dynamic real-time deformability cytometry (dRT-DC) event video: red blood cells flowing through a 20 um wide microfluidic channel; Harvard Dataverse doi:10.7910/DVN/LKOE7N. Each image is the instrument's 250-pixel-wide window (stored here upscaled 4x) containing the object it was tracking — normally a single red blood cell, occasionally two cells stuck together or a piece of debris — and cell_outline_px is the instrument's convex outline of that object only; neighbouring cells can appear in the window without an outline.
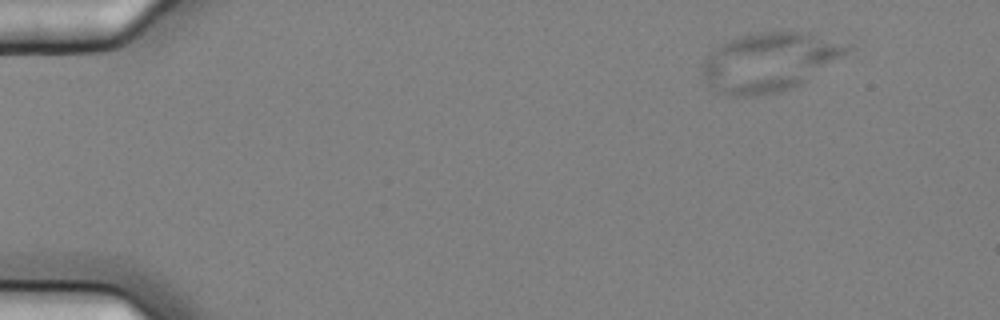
{"species": "common noctule bat (a hibernating species)", "species_latin": "Nyctalus noctula", "temperature_condition": "cold", "stored_images_in_passage": 14, "camera_frame_rate_fps": 3000, "um_per_image_px": 0.085, "animal": {"sex": "female", "body_mass_g": 25.1}, "frame": {"image": 1, "passage_image": 1, "time_ms": 0.0, "image_size_px": [1000, 320], "cell_outline_px": [[852, 48], [848, 52], [796, 84], [788, 88], [776, 92], [756, 96], [728, 96], [708, 84], [700, 68], [708, 52], [716, 44], [740, 36], [756, 32], [808, 32]], "centroid_in_image_um": [65.24, 5.25], "position_along_channel_um": 19.8, "area_um2": 48.32}}
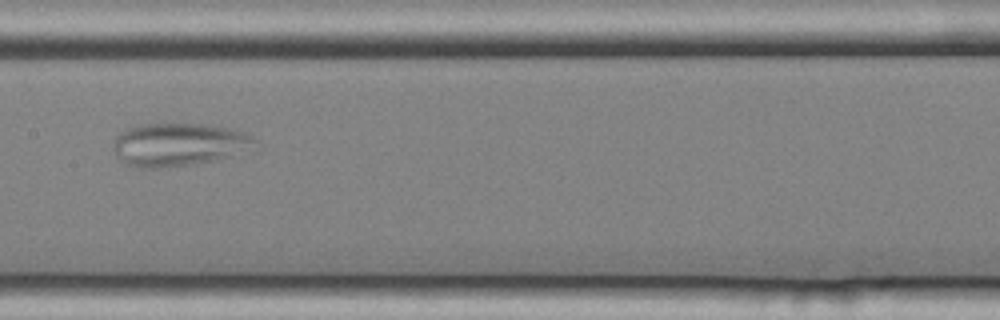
{"frame": {"image": 2, "passage_image": 7, "time_ms": 2.0, "image_size_px": [1000, 320], "cell_outline_px": [[260, 144], [232, 156], [216, 160], [188, 164], [156, 168], [140, 168], [128, 164], [112, 148], [112, 140], [124, 128], [140, 124], [164, 120], [216, 124], [236, 128], [248, 132]], "centroid_in_image_um": [15.24, 12.19], "position_along_channel_um": 192.2, "area_um2": 36.99}}
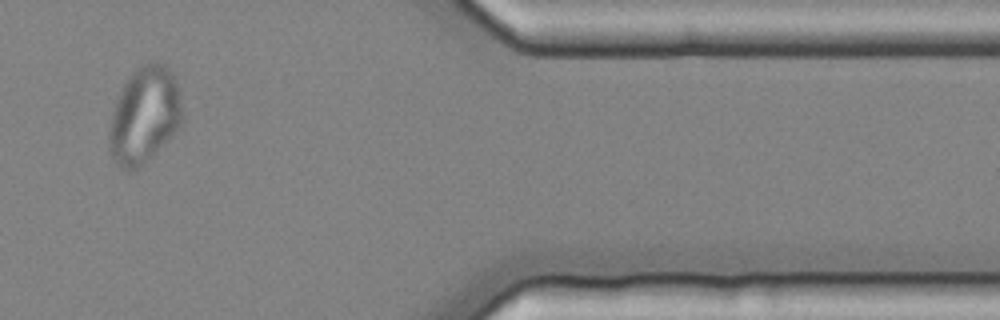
{"frame": {"image": 3, "passage_image": 12, "time_ms": 3.667, "image_size_px": [1000, 320], "cell_outline_px": [[184, 116], [180, 124], [152, 156], [132, 172], [128, 172], [120, 168], [112, 160], [108, 148], [108, 132], [112, 112], [116, 100], [124, 84], [132, 72], [140, 64], [152, 60], [164, 64], [172, 72], [176, 80], [180, 96]], "centroid_in_image_um": [12.24, 9.79], "position_along_channel_um": 399.2, "area_um2": 41.38}}